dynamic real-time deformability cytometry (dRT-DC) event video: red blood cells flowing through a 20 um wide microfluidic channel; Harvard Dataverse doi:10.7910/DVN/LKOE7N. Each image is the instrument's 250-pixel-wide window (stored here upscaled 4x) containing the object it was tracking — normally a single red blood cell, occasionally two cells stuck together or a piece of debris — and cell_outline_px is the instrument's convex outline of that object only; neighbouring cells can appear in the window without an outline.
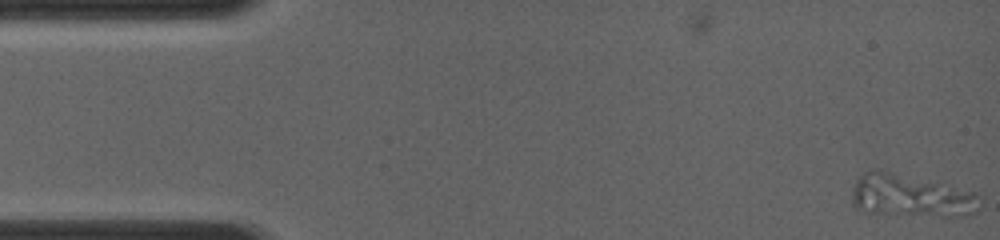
{"species": "common noctule bat (a hibernating species)", "species_latin": "Nyctalus noctula", "temperature_condition": "room temperature", "stored_images_in_passage": 11, "camera_frame_rate_fps": 4000, "um_per_image_px": 0.085, "animal": {"sex": "female", "body_mass_g": 19.0, "forearm_length_mm": 56.7}, "frame": {"image": 1, "passage_image": 1, "time_ms": 0.0, "image_size_px": [1000, 240], "cell_outline_px": [[980, 208], [976, 212], [964, 216], [944, 216], [868, 212], [856, 208], [852, 204], [852, 188], [856, 180], [864, 172], [876, 168], [880, 168], [936, 180], [976, 192], [980, 196]], "centroid_in_image_um": [77.46, 16.59], "position_along_channel_um": 7.5, "area_um2": 32.66}}
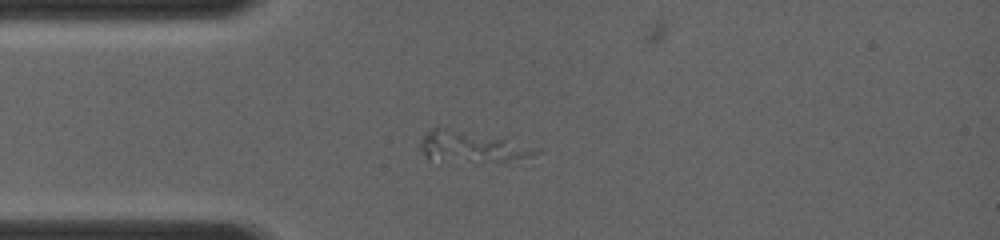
{"frame": {"image": 2, "passage_image": 8, "time_ms": 3.25, "image_size_px": [1000, 240], "cell_outline_px": [[544, 152], [532, 156], [504, 160], [500, 160], [428, 156], [420, 148], [420, 140], [432, 128], [444, 128], [508, 136], [540, 148]], "centroid_in_image_um": [40.34, 12.36], "position_along_channel_um": 44.7, "area_um2": 20.0}}
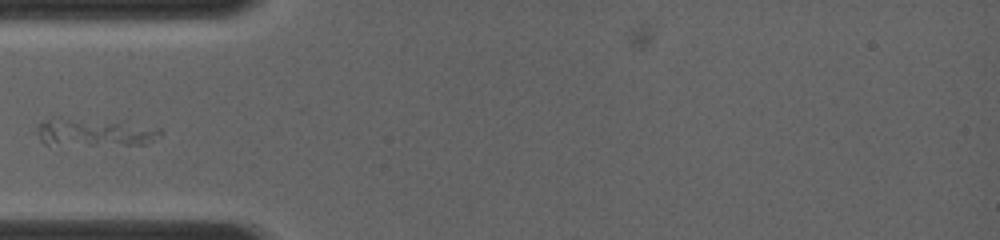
{"frame": {"image": 3, "passage_image": 10, "time_ms": 4.25, "image_size_px": [1000, 240], "cell_outline_px": [[164, 132], [152, 140], [144, 144], [44, 144], [40, 140], [36, 132], [36, 128], [40, 124], [52, 116], [60, 116], [124, 120], [160, 128]], "centroid_in_image_um": [8.04, 11.17], "position_along_channel_um": 77.0, "area_um2": 20.75}}